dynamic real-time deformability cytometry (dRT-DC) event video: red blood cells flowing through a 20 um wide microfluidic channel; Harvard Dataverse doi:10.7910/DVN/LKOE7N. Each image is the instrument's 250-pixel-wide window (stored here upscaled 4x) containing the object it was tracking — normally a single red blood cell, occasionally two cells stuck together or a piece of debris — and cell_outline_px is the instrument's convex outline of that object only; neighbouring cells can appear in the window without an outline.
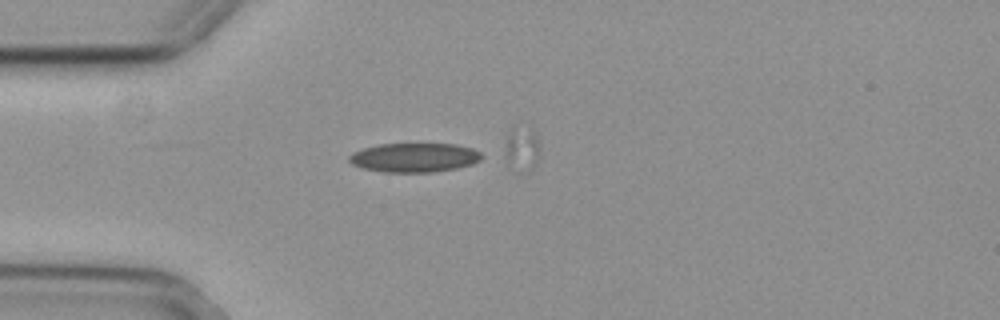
{"species": "common noctule bat (a hibernating species)", "species_latin": "Nyctalus noctula", "temperature_condition": "cold", "stored_images_in_passage": 38, "camera_frame_rate_fps": 3000, "um_per_image_px": 0.085, "animal": {"sex": "female", "body_mass_g": 29.2, "forearm_length_mm": 56.3}, "frame": {"image": 1, "passage_image": 1, "time_ms": 0.0, "image_size_px": [1000, 320], "cell_outline_px": [[480, 160], [472, 164], [456, 168], [432, 172], [384, 172], [364, 168], [352, 164], [348, 160], [348, 156], [352, 152], [364, 148], [380, 144], [456, 144], [472, 148], [480, 152]], "centroid_in_image_um": [35.2, 13.39], "position_along_channel_um": 49.8, "area_um2": 22.37}}
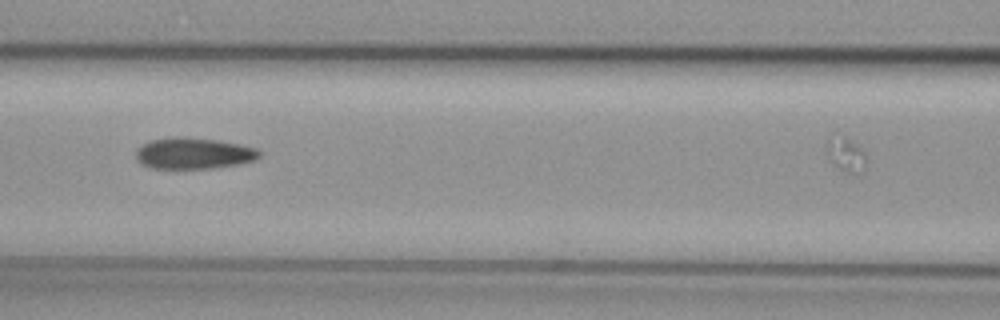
{"frame": {"image": 2, "passage_image": 10, "time_ms": 3.0, "image_size_px": [1000, 320], "cell_outline_px": [[260, 156], [256, 160], [236, 164], [212, 168], [148, 168], [136, 160], [136, 148], [148, 140], [172, 136], [184, 136], [216, 140], [240, 144], [256, 148], [260, 152]], "centroid_in_image_um": [16.4, 13.02], "position_along_channel_um": 150.2, "area_um2": 22.72}}
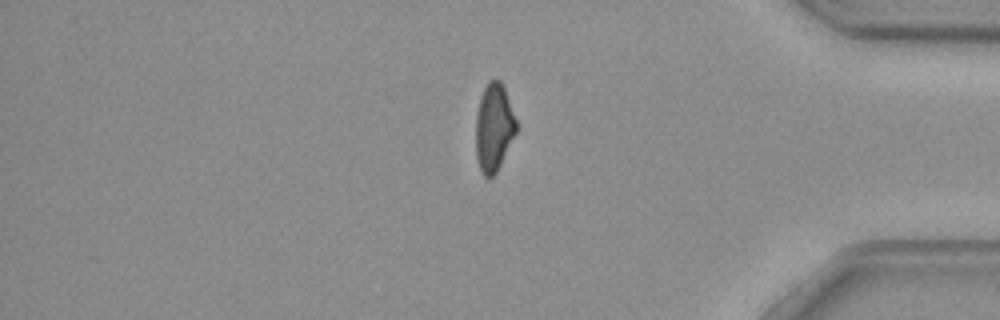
{"frame": {"image": 3, "passage_image": 32, "time_ms": 10.333, "image_size_px": [1000, 320], "cell_outline_px": [[516, 132], [496, 172], [492, 176], [484, 176], [480, 168], [476, 156], [476, 112], [480, 96], [488, 80], [500, 80], [504, 88], [516, 120]], "centroid_in_image_um": [41.96, 10.8], "position_along_channel_um": 393.2, "area_um2": 20.35}}